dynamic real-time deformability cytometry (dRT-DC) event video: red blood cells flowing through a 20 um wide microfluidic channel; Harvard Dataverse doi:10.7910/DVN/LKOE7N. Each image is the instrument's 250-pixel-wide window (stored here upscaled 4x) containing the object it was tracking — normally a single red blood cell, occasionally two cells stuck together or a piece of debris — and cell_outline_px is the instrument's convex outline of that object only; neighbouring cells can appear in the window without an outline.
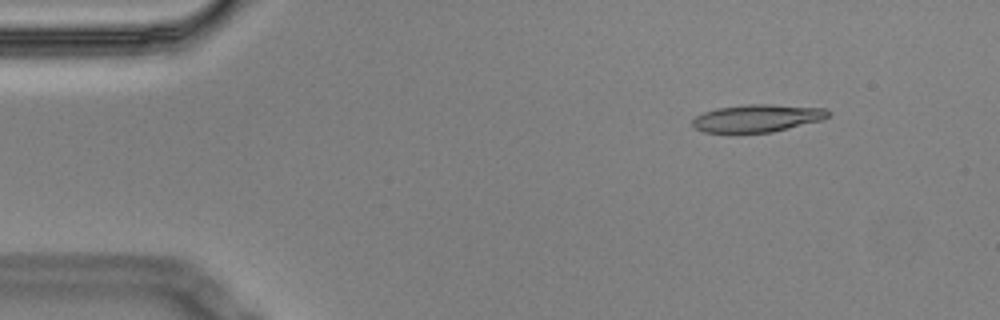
{"species": "Egyptian fruit bat (a non-hibernating species)", "species_latin": "Rousettus aegyptiacus", "temperature_condition": "cold", "stored_images_in_passage": 4, "camera_frame_rate_fps": 3000, "um_per_image_px": 0.085, "animal": {"sex": "male"}, "frame": {"image": 1, "passage_image": 1, "time_ms": 0.0, "image_size_px": [1000, 320], "cell_outline_px": [[832, 112], [828, 116], [820, 120], [772, 132], [704, 132], [692, 128], [692, 120], [696, 116], [704, 112], [716, 108], [748, 104], [768, 104], [824, 108]], "centroid_in_image_um": [64.33, 10.04], "position_along_channel_um": 20.7, "area_um2": 21.62}}